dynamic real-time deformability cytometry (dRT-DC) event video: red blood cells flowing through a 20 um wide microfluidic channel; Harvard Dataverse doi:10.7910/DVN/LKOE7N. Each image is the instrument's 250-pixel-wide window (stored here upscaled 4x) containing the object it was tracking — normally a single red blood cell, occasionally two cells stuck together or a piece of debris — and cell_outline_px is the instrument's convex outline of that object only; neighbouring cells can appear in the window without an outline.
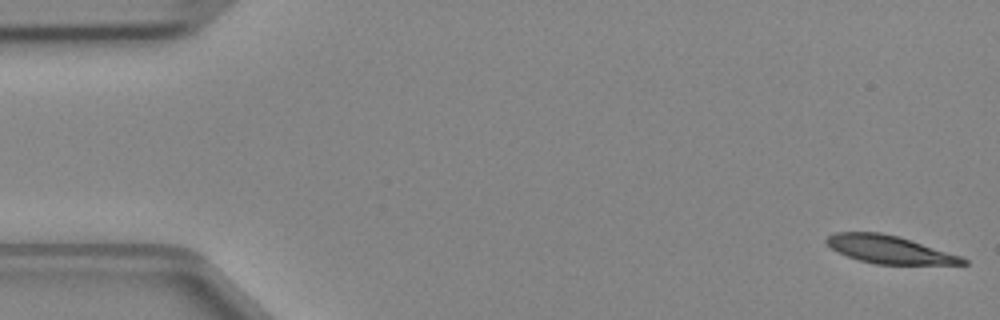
{"species": "Egyptian fruit bat (a non-hibernating species)", "species_latin": "Rousettus aegyptiacus", "temperature_condition": "cold", "stored_images_in_passage": 47, "camera_frame_rate_fps": 3000, "um_per_image_px": 0.085, "animal": {"sex": "female"}, "frame": {"image": 1, "passage_image": 1, "time_ms": 0.0, "image_size_px": [1000, 320], "cell_outline_px": [[968, 264], [876, 264], [860, 260], [848, 256], [832, 248], [824, 240], [828, 236], [836, 232], [880, 232], [900, 236], [960, 256], [968, 260]], "centroid_in_image_um": [75.6, 21.2], "position_along_channel_um": 9.4, "area_um2": 21.85}}
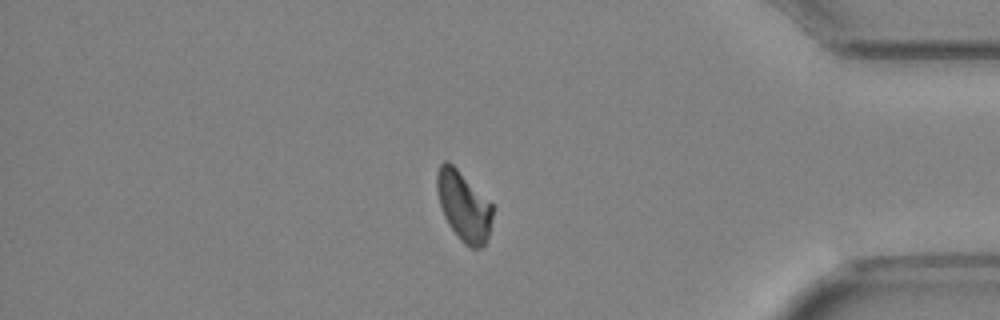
{"frame": {"image": 2, "passage_image": 40, "time_ms": 13.0, "image_size_px": [1000, 320], "cell_outline_px": [[492, 216], [488, 236], [484, 248], [472, 248], [464, 244], [448, 224], [444, 216], [440, 204], [436, 188], [436, 172], [440, 164], [444, 160], [448, 160], [492, 204]], "centroid_in_image_um": [39.39, 17.52], "position_along_channel_um": 395.8, "area_um2": 22.37}}
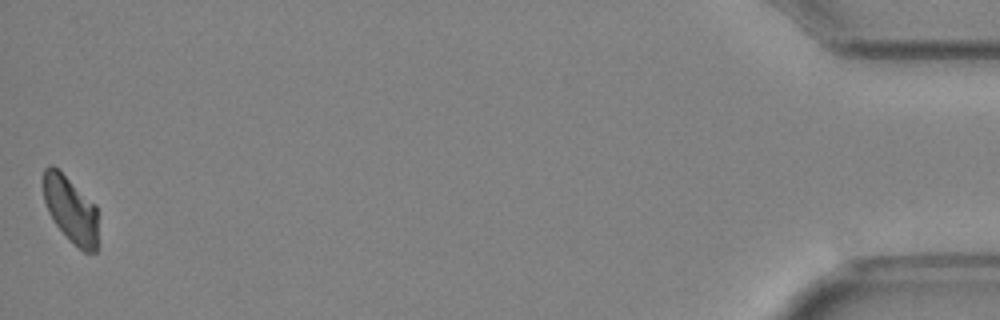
{"frame": {"image": 3, "passage_image": 47, "time_ms": 15.333, "image_size_px": [1000, 320], "cell_outline_px": [[96, 252], [84, 252], [52, 220], [48, 212], [44, 200], [44, 168], [48, 164], [52, 164], [96, 204]], "centroid_in_image_um": [5.99, 17.76], "position_along_channel_um": 429.2, "area_um2": 20.58}}